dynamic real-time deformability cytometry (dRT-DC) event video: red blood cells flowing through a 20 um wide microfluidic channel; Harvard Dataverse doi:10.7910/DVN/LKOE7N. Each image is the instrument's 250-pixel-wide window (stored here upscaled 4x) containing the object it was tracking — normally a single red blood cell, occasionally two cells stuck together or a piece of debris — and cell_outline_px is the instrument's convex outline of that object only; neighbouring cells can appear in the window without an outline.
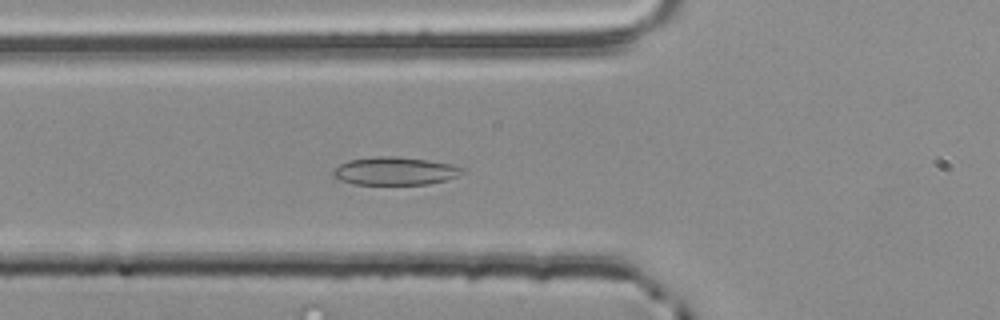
{"species": "common noctule bat (a hibernating species)", "species_latin": "Nyctalus noctula", "temperature_condition": "room temperature", "stored_images_in_passage": 43, "camera_frame_rate_fps": 3000, "um_per_image_px": 0.085, "animal": {"sex": "male", "body_mass_g": 20.4}, "frame": {"image": 1, "passage_image": 9, "time_ms": 2.667, "image_size_px": [1000, 320], "cell_outline_px": [[468, 168], [464, 172], [456, 176], [444, 180], [428, 184], [352, 184], [340, 180], [332, 176], [332, 172], [340, 164], [348, 160], [376, 156], [396, 156], [428, 160], [452, 164]], "centroid_in_image_um": [33.58, 14.53], "position_along_channel_um": 92.2, "area_um2": 21.15}}
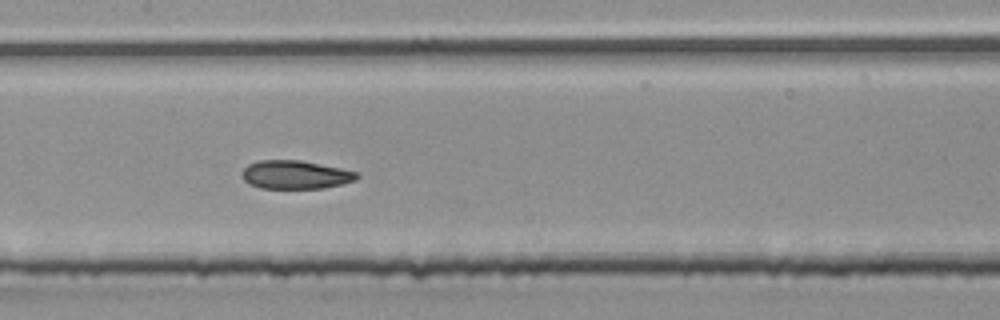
{"frame": {"image": 2, "passage_image": 16, "time_ms": 5.0, "image_size_px": [1000, 320], "cell_outline_px": [[360, 176], [356, 180], [324, 188], [260, 188], [244, 180], [240, 176], [240, 172], [248, 164], [256, 160], [300, 160], [360, 172]], "centroid_in_image_um": [25.1, 14.84], "position_along_channel_um": 182.3, "area_um2": 19.13}}
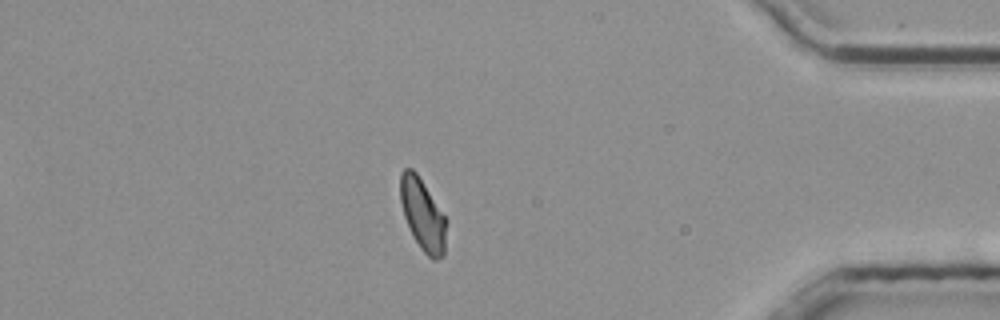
{"frame": {"image": 3, "passage_image": 36, "time_ms": 11.667, "image_size_px": [1000, 320], "cell_outline_px": [[448, 220], [444, 256], [436, 260], [432, 260], [420, 248], [404, 216], [400, 200], [400, 172], [404, 168], [412, 168], [416, 172]], "centroid_in_image_um": [35.96, 18.25], "position_along_channel_um": 399.2, "area_um2": 19.31}, "authors_computed_cell_mechanics": {"area_um2": 19.4786, "velocity_mm_per_s": 3.8278, "shape_relaxation_time_tau1_ms": 8.3967, "shape_relaxation_time_tau2_ms": 1.8302, "deformation_change_tau1": 0.1522, "deformation_change_tau2": 0.0596}}